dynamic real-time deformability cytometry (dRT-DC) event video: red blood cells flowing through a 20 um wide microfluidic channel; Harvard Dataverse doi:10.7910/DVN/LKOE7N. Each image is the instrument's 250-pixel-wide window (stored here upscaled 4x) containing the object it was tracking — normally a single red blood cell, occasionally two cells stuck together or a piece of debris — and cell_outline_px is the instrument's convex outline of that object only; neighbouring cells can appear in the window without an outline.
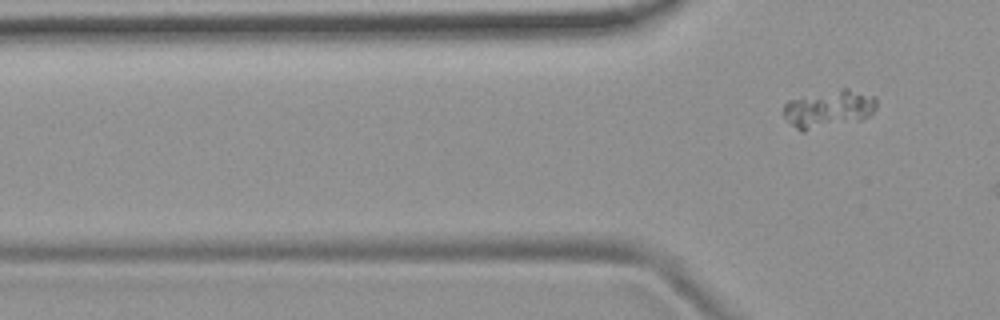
{"species": "common noctule bat (a hibernating species)", "species_latin": "Nyctalus noctula", "temperature_condition": "room temperature", "stored_images_in_passage": 6, "camera_frame_rate_fps": 3000, "um_per_image_px": 0.085, "animal": {"sex": "female", "body_mass_g": 19.9}, "frame": {"image": 1, "passage_image": 6, "time_ms": 5.667, "image_size_px": [1000, 320], "cell_outline_px": [[876, 108], [872, 116], [860, 120], [804, 132], [800, 132], [780, 112], [784, 104], [788, 100], [840, 88], [848, 88], [876, 96]], "centroid_in_image_um": [70.45, 9.26], "position_along_channel_um": 55.3, "area_um2": 20.81}}